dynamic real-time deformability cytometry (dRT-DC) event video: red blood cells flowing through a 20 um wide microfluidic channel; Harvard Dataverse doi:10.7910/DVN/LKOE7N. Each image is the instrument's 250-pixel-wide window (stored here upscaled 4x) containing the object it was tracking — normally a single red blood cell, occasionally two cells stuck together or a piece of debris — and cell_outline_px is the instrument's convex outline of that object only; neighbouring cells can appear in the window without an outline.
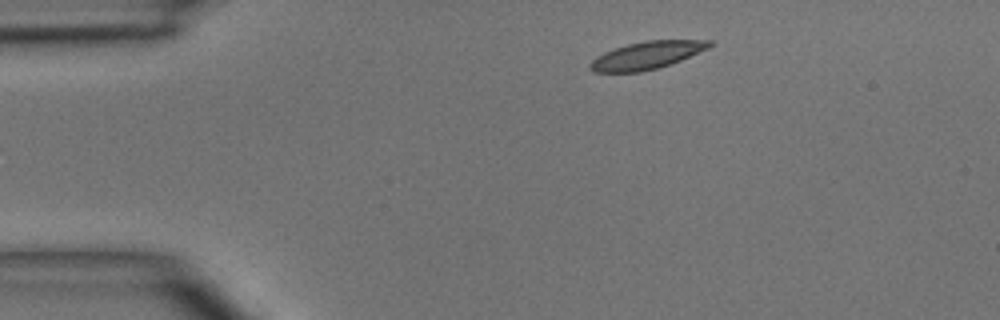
{"species": "common noctule bat (a hibernating species)", "species_latin": "Nyctalus noctula", "temperature_condition": "room temperature", "stored_images_in_passage": 3, "camera_frame_rate_fps": 3000, "um_per_image_px": 0.085, "animal": {"sex": "male", "body_mass_g": 15.6}, "frame": {"image": 1, "passage_image": 1, "time_ms": 0.0, "image_size_px": [1000, 320], "cell_outline_px": [[716, 44], [708, 48], [680, 60], [656, 68], [640, 72], [592, 72], [588, 68], [588, 64], [596, 56], [612, 48], [644, 40], [712, 40]], "centroid_in_image_um": [54.94, 4.69], "position_along_channel_um": 30.1, "area_um2": 19.25}}
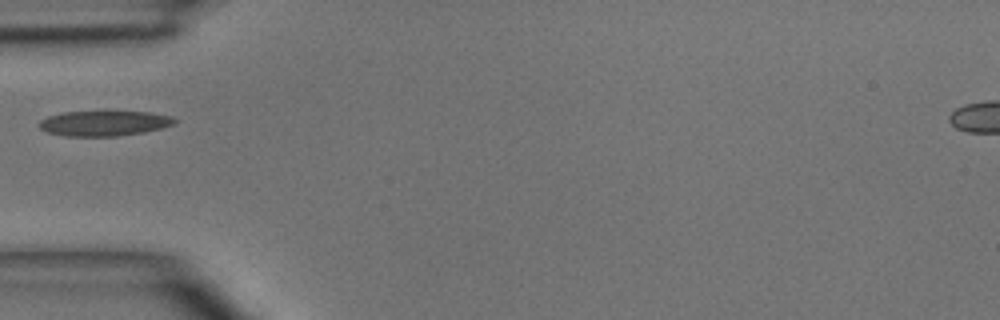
{"frame": {"image": 2, "passage_image": 3, "time_ms": 2.333, "image_size_px": [1000, 320], "cell_outline_px": [[176, 124], [164, 128], [144, 132], [116, 136], [64, 136], [48, 132], [40, 128], [36, 124], [40, 120], [48, 116], [64, 112], [152, 112], [172, 116], [176, 120]], "centroid_in_image_um": [8.87, 10.48], "position_along_channel_um": 76.1, "area_um2": 19.94}}